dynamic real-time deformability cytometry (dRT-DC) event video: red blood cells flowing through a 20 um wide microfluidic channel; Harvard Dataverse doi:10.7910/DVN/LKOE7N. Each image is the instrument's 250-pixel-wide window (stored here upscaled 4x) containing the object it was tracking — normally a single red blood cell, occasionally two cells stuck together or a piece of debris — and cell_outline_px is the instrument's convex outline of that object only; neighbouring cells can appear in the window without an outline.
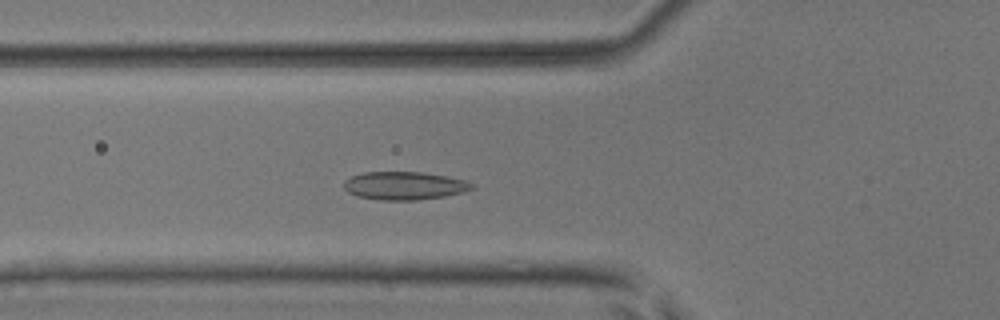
{"species": "common noctule bat (a hibernating species)", "species_latin": "Nyctalus noctula", "temperature_condition": "room temperature", "stored_images_in_passage": 45, "camera_frame_rate_fps": 3000, "um_per_image_px": 0.085, "animal": {"sex": "male", "body_mass_g": 17.9, "forearm_length_mm": 54.2}, "frame": {"image": 1, "passage_image": 12, "time_ms": 3.667, "image_size_px": [1000, 320], "cell_outline_px": [[472, 188], [464, 192], [444, 196], [416, 200], [380, 200], [356, 196], [348, 192], [344, 188], [344, 180], [352, 176], [364, 172], [420, 172], [448, 176], [468, 180], [472, 184]], "centroid_in_image_um": [34.36, 15.78], "position_along_channel_um": 91.4, "area_um2": 20.98}}
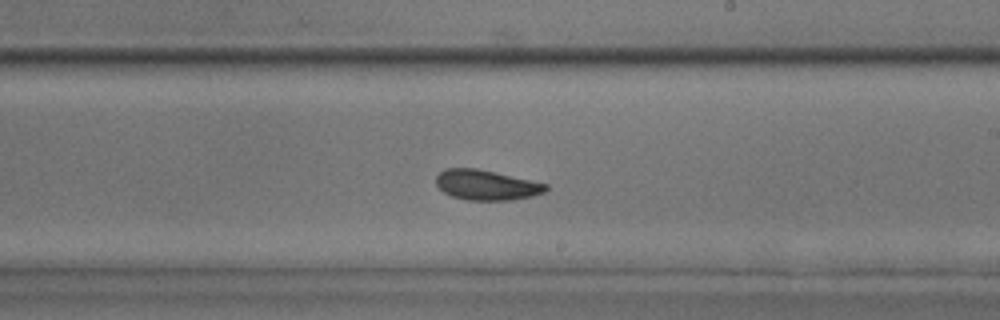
{"frame": {"image": 2, "passage_image": 24, "time_ms": 7.667, "image_size_px": [1000, 320], "cell_outline_px": [[548, 188], [544, 192], [532, 196], [512, 200], [468, 200], [452, 196], [444, 192], [436, 184], [436, 176], [444, 168], [476, 168], [548, 184]], "centroid_in_image_um": [41.33, 15.72], "position_along_channel_um": 247.7, "area_um2": 19.13}}
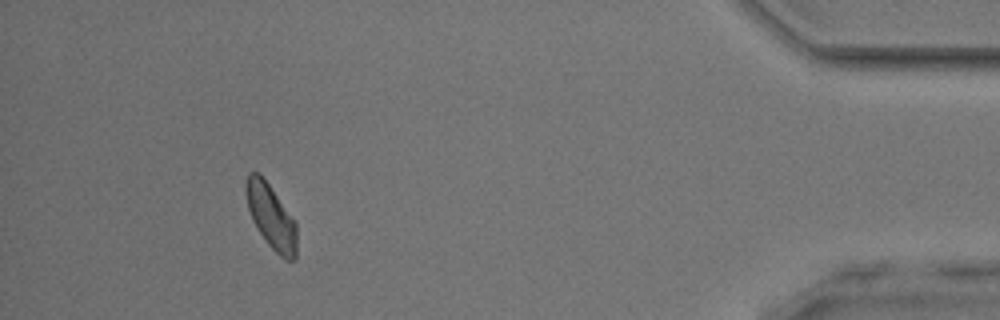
{"frame": {"image": 3, "passage_image": 41, "time_ms": 13.333, "image_size_px": [1000, 320], "cell_outline_px": [[296, 260], [284, 260], [268, 244], [256, 228], [252, 220], [248, 208], [244, 192], [244, 184], [248, 172], [256, 172], [268, 184], [296, 224]], "centroid_in_image_um": [23.0, 18.43], "position_along_channel_um": 412.2, "area_um2": 18.79}, "authors_computed_cell_mechanics": {"area_um2": 19.5942, "velocity_mm_per_s": 3.9168, "shape_relaxation_time_tau1_ms": 3.2666, "shape_relaxation_time_tau2_ms": 1.8511, "deformation_change_tau1": 0.0713, "deformation_change_tau2": 0.0519}}